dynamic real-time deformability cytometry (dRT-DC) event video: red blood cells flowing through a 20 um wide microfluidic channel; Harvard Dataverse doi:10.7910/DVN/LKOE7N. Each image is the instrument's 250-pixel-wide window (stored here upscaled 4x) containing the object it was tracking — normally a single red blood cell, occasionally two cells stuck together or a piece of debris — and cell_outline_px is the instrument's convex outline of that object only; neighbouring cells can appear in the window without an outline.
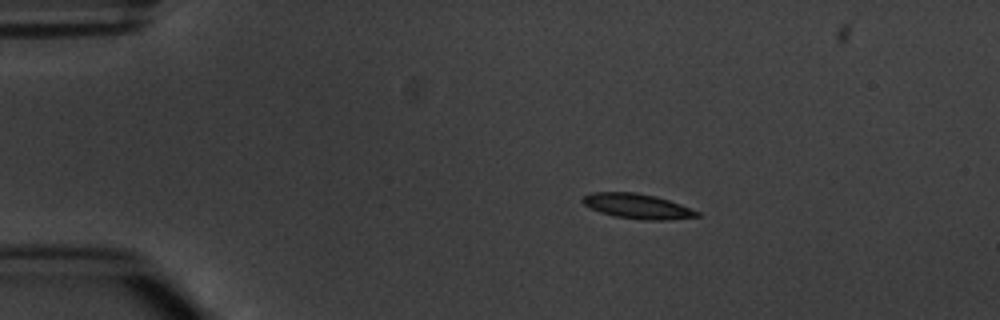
{"species": "common noctule bat (a hibernating species)", "species_latin": "Nyctalus noctula", "temperature_condition": "warm", "stored_images_in_passage": 5, "camera_frame_rate_fps": 3000, "um_per_image_px": 0.085, "animal": {"sex": "male", "body_mass_g": 20.1, "forearm_length_mm": 53.5}, "frame": {"image": 1, "passage_image": 3, "time_ms": 2.333, "image_size_px": [1000, 320], "cell_outline_px": [[700, 216], [668, 220], [644, 220], [616, 216], [600, 212], [584, 204], [580, 200], [584, 196], [592, 192], [636, 192], [656, 196], [680, 204], [700, 212]], "centroid_in_image_um": [54.19, 17.52], "position_along_channel_um": 30.8, "area_um2": 16.53}}
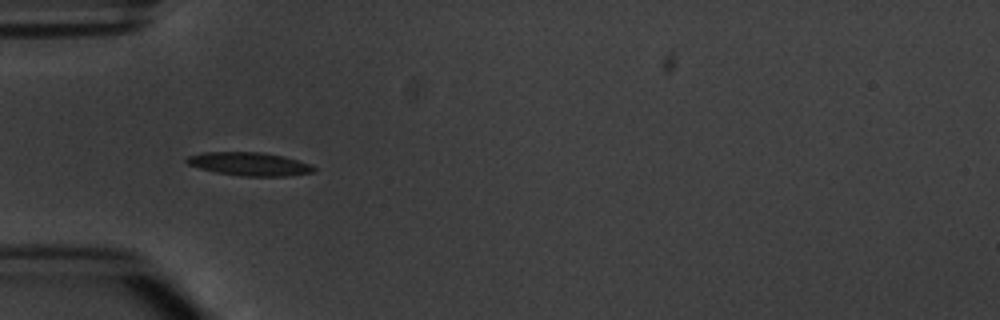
{"frame": {"image": 2, "passage_image": 4, "time_ms": 4.667, "image_size_px": [1000, 320], "cell_outline_px": [[316, 168], [312, 172], [284, 176], [240, 176], [216, 172], [200, 168], [188, 164], [184, 160], [188, 156], [204, 152], [260, 152], [284, 156], [308, 164]], "centroid_in_image_um": [21.15, 13.93], "position_along_channel_um": 63.9, "area_um2": 17.05}}